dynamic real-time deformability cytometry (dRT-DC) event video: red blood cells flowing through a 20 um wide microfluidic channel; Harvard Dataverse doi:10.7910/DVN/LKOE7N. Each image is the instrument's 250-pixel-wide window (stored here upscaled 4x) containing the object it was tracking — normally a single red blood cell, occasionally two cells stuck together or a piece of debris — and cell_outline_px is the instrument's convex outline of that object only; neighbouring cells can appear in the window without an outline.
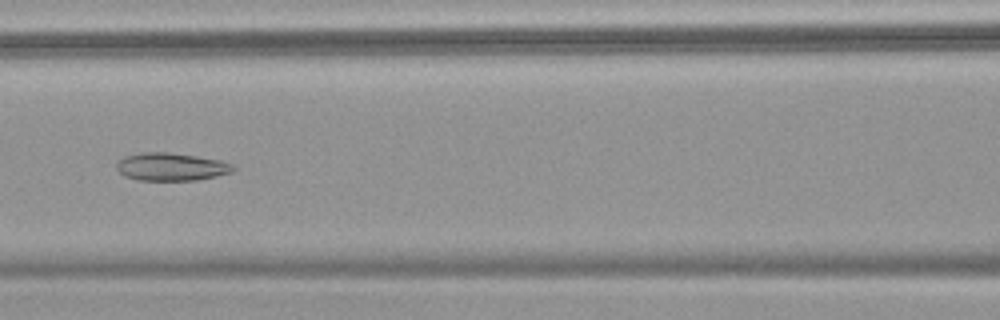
{"species": "common noctule bat (a hibernating species)", "species_latin": "Nyctalus noctula", "temperature_condition": "warm", "stored_images_in_passage": 54, "camera_frame_rate_fps": 3000, "um_per_image_px": 0.085, "animal": {"sex": "female", "body_mass_g": 18.4}, "frame": {"image": 1, "passage_image": 25, "time_ms": 8.0, "image_size_px": [1000, 320], "cell_outline_px": [[236, 168], [232, 172], [216, 176], [196, 180], [140, 180], [124, 176], [116, 168], [116, 164], [124, 156], [144, 152], [168, 152], [196, 156], [220, 160], [232, 164]], "centroid_in_image_um": [14.55, 14.17], "position_along_channel_um": 152.0, "area_um2": 18.84}}
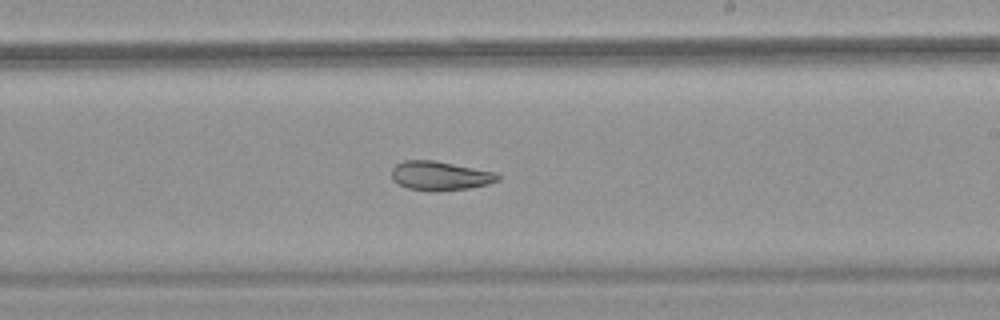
{"frame": {"image": 2, "passage_image": 33, "time_ms": 10.667, "image_size_px": [1000, 320], "cell_outline_px": [[500, 180], [488, 184], [468, 188], [436, 192], [432, 192], [408, 188], [392, 180], [392, 168], [396, 164], [404, 160], [432, 160], [496, 172], [500, 176]], "centroid_in_image_um": [37.4, 14.95], "position_along_channel_um": 251.6, "area_um2": 18.03}}
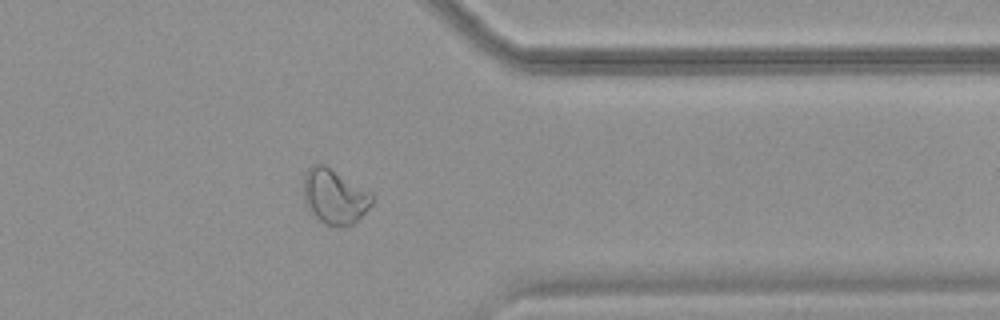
{"frame": {"image": 3, "passage_image": 44, "time_ms": 14.333, "image_size_px": [1000, 320], "cell_outline_px": [[376, 196], [372, 204], [352, 224], [344, 228], [324, 224], [312, 216], [304, 200], [304, 176], [308, 168], [312, 164], [324, 164], [372, 192]], "centroid_in_image_um": [28.44, 16.71], "position_along_channel_um": 383.0, "area_um2": 22.2}, "authors_computed_cell_mechanics": {"area_um2": 23.9292, "velocity_mm_per_s": 3.7562, "shape_relaxation_time_tau1_ms": null, "shape_relaxation_time_tau2_ms": 2.7926, "deformation_change_tau1": null, "deformation_change_tau2": 0.0833}}